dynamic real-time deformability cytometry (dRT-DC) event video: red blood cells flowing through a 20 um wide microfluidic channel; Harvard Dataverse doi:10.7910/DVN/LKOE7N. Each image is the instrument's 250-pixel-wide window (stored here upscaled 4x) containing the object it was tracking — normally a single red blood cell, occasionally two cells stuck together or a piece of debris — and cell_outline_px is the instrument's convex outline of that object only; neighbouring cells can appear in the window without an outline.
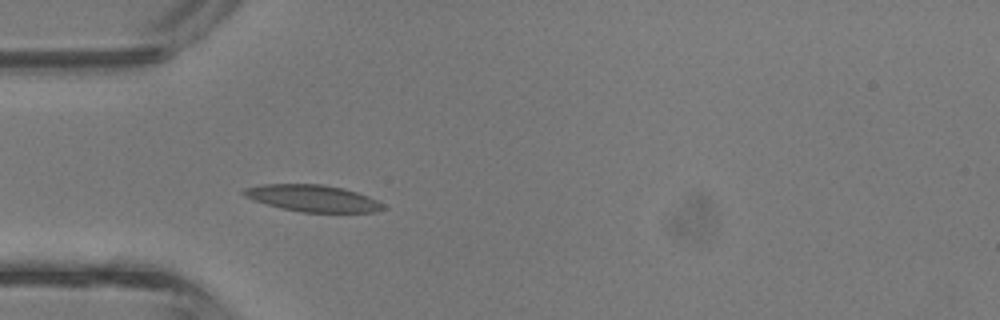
{"species": "common noctule bat (a hibernating species)", "species_latin": "Nyctalus noctula", "temperature_condition": "room temperature", "stored_images_in_passage": 31, "camera_frame_rate_fps": 3000, "um_per_image_px": 0.085, "animal": {"sex": "male", "body_mass_g": 13.3}, "frame": {"image": 1, "passage_image": 1, "time_ms": 0.0, "image_size_px": [1000, 320], "cell_outline_px": [[384, 208], [376, 212], [300, 212], [280, 208], [244, 196], [240, 192], [244, 188], [264, 184], [320, 184], [344, 188], [368, 196], [384, 204]], "centroid_in_image_um": [26.57, 16.85], "position_along_channel_um": 58.4, "area_um2": 21.56}}
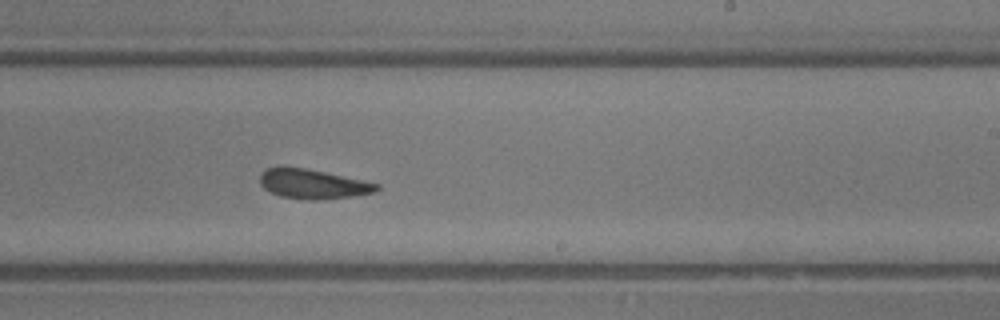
{"frame": {"image": 2, "passage_image": 14, "time_ms": 4.333, "image_size_px": [1000, 320], "cell_outline_px": [[380, 188], [376, 192], [356, 196], [320, 200], [308, 200], [280, 196], [264, 188], [260, 184], [260, 176], [268, 168], [304, 168], [324, 172], [380, 184]], "centroid_in_image_um": [26.66, 15.67], "position_along_channel_um": 262.3, "area_um2": 19.77}}
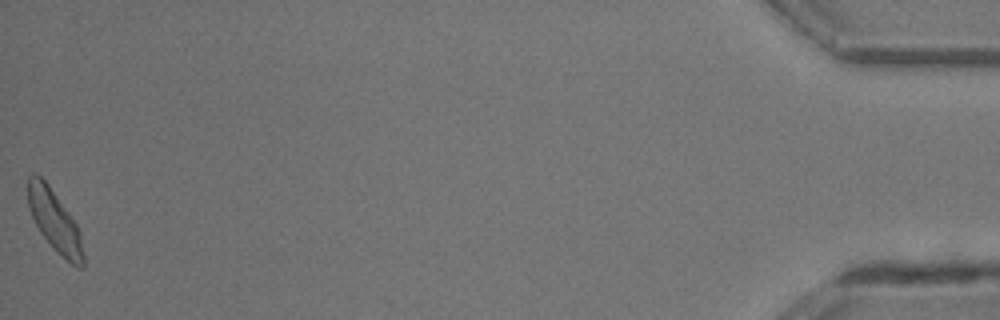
{"frame": {"image": 3, "passage_image": 31, "time_ms": 10.0, "image_size_px": [1000, 320], "cell_outline_px": [[84, 268], [76, 268], [40, 232], [28, 208], [28, 176], [32, 172], [36, 172], [48, 184], [68, 212], [76, 224], [80, 232], [84, 256]], "centroid_in_image_um": [4.64, 18.74], "position_along_channel_um": 430.6, "area_um2": 19.31}, "authors_computed_cell_mechanics": {"area_um2": 20.4034, "velocity_mm_per_s": 4.7958, "shape_relaxation_time_tau1_ms": 7.1894, "shape_relaxation_time_tau2_ms": 3.1991, "deformation_change_tau1": 0.1646, "deformation_change_tau2": 0.122}}